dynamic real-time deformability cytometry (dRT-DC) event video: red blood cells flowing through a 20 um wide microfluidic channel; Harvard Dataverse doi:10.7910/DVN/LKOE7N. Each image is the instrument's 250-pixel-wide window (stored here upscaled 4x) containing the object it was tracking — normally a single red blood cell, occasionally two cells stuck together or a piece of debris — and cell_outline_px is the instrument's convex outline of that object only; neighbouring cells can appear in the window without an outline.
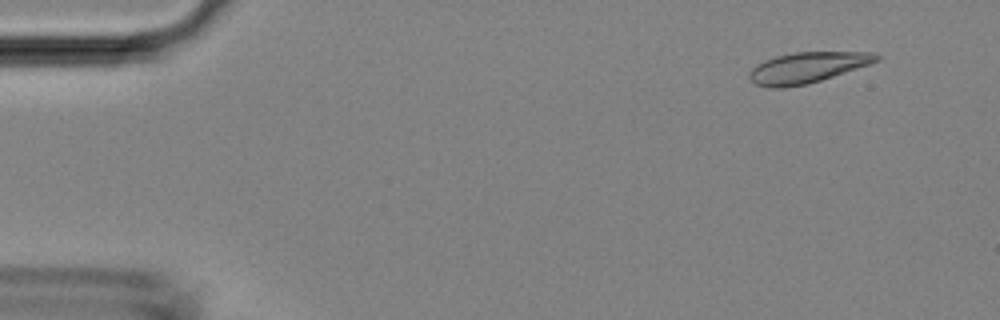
{"species": "Egyptian fruit bat (a non-hibernating species)", "species_latin": "Rousettus aegyptiacus", "temperature_condition": "room temperature", "stored_images_in_passage": 12, "camera_frame_rate_fps": 3000, "um_per_image_px": 0.085, "animal": {"sex": "female"}, "frame": {"image": 1, "passage_image": 4, "time_ms": 1.0, "image_size_px": [1000, 320], "cell_outline_px": [[880, 60], [808, 84], [784, 88], [768, 88], [756, 84], [748, 76], [748, 72], [756, 64], [764, 60], [776, 56], [796, 52], [872, 52], [880, 56]], "centroid_in_image_um": [68.56, 5.74], "position_along_channel_um": 16.4, "area_um2": 22.6}}